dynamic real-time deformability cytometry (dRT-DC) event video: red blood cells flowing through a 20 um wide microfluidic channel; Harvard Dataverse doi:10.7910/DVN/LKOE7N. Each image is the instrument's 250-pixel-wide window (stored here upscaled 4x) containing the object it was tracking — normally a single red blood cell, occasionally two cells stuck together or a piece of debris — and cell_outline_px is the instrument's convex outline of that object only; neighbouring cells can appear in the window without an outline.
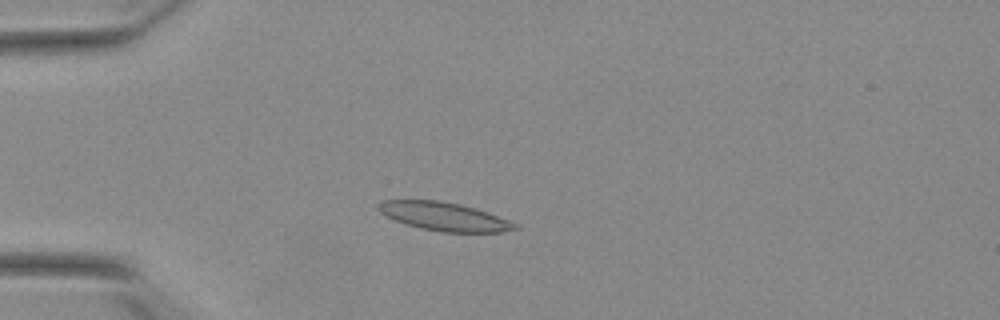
{"species": "Egyptian fruit bat (a non-hibernating species)", "species_latin": "Rousettus aegyptiacus", "temperature_condition": "warm", "stored_images_in_passage": 51, "camera_frame_rate_fps": 3000, "um_per_image_px": 0.085, "animal": {"sex": "female"}, "frame": {"image": 1, "passage_image": 12, "time_ms": 3.667, "image_size_px": [1000, 320], "cell_outline_px": [[520, 228], [500, 232], [440, 232], [420, 228], [396, 220], [380, 212], [376, 208], [376, 204], [384, 200], [440, 200], [460, 204], [476, 208], [520, 224]], "centroid_in_image_um": [37.78, 18.4], "position_along_channel_um": 47.2, "area_um2": 22.66}}
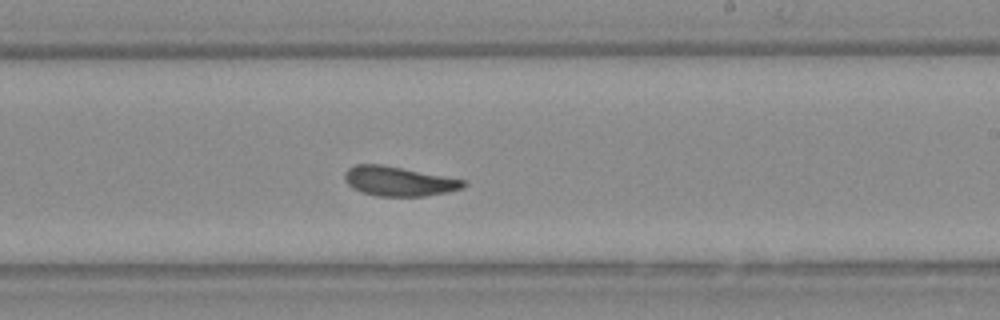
{"frame": {"image": 2, "passage_image": 30, "time_ms": 9.667, "image_size_px": [1000, 320], "cell_outline_px": [[468, 184], [460, 188], [448, 192], [424, 196], [376, 196], [360, 192], [352, 188], [344, 180], [344, 172], [348, 168], [356, 164], [380, 164], [464, 180]], "centroid_in_image_um": [33.83, 15.41], "position_along_channel_um": 255.2, "area_um2": 20.29}}
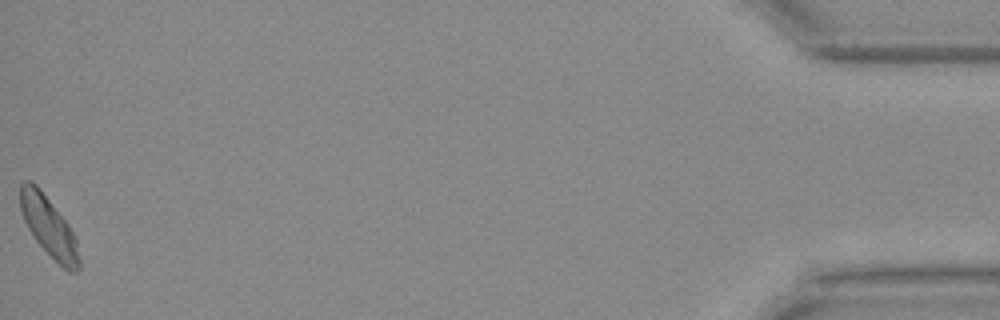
{"frame": {"image": 3, "passage_image": 51, "time_ms": 16.667, "image_size_px": [1000, 320], "cell_outline_px": [[80, 268], [76, 272], [68, 272], [36, 240], [28, 228], [24, 220], [20, 208], [20, 184], [24, 180], [32, 180], [36, 184], [68, 224], [76, 240], [80, 260]], "centroid_in_image_um": [4.14, 19.25], "position_along_channel_um": 431.1, "area_um2": 20.17}, "authors_computed_cell_mechanics": {"area_um2": 20.7502, "velocity_mm_per_s": 3.8513, "shape_relaxation_time_tau1_ms": null, "shape_relaxation_time_tau2_ms": 3.3567, "deformation_change_tau1": null, "deformation_change_tau2": 0.0882}}